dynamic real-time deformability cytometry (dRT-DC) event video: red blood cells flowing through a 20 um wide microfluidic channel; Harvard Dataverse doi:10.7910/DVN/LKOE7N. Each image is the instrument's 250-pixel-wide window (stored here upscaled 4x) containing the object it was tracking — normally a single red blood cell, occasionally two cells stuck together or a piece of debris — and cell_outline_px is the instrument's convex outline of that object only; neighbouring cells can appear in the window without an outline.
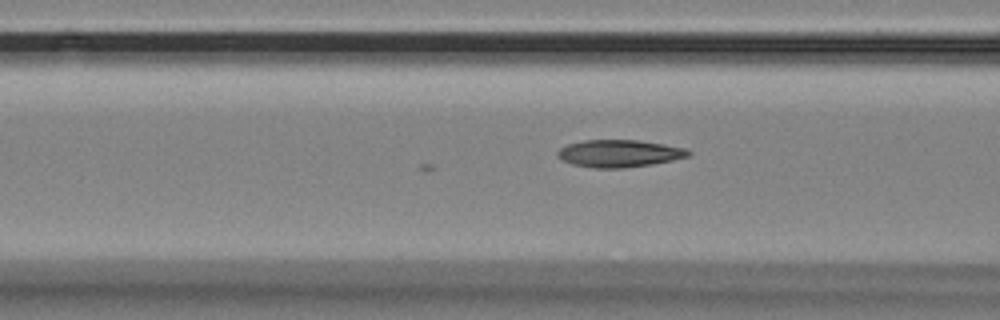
{"species": "Egyptian fruit bat (a non-hibernating species)", "species_latin": "Rousettus aegyptiacus", "temperature_condition": "room temperature", "stored_images_in_passage": 22, "camera_frame_rate_fps": 3000, "um_per_image_px": 0.085, "animal": {"sex": "female"}, "frame": {"image": 1, "passage_image": 22, "time_ms": 7.0, "image_size_px": [1000, 320], "cell_outline_px": [[692, 152], [688, 156], [672, 160], [652, 164], [620, 168], [592, 168], [572, 164], [556, 156], [556, 152], [560, 148], [568, 144], [584, 140], [636, 140], [664, 144], [684, 148]], "centroid_in_image_um": [52.6, 13.04], "position_along_channel_um": 114.0, "area_um2": 20.69}}